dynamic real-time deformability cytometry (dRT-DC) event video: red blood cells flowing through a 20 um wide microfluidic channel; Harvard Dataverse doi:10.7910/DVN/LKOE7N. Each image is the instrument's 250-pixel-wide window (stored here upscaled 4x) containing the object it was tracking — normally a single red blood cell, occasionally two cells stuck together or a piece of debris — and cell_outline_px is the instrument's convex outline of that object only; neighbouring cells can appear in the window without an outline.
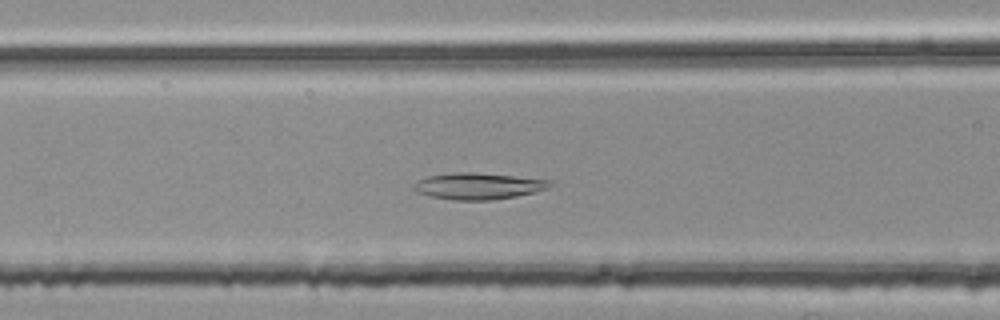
{"species": "common noctule bat (a hibernating species)", "species_latin": "Nyctalus noctula", "temperature_condition": "room temperature", "stored_images_in_passage": 40, "camera_frame_rate_fps": 3000, "um_per_image_px": 0.085, "animal": {"sex": "female", "body_mass_g": 25.1}, "frame": {"image": 1, "passage_image": 10, "time_ms": 3.0, "image_size_px": [1000, 320], "cell_outline_px": [[552, 184], [548, 188], [516, 196], [492, 200], [452, 200], [432, 196], [416, 192], [412, 188], [412, 184], [428, 176], [452, 172], [472, 172], [552, 180]], "centroid_in_image_um": [40.62, 15.81], "position_along_channel_um": 126.0, "area_um2": 20.87}}
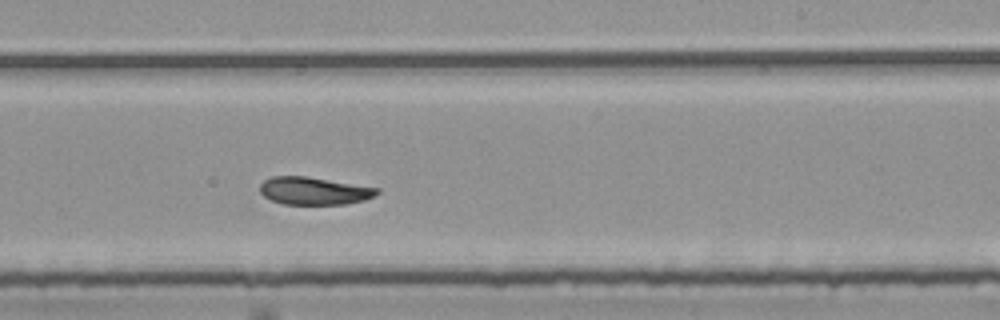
{"frame": {"image": 2, "passage_image": 21, "time_ms": 6.667, "image_size_px": [1000, 320], "cell_outline_px": [[380, 192], [364, 200], [344, 204], [284, 204], [272, 200], [264, 196], [260, 192], [260, 184], [264, 180], [272, 176], [304, 176], [380, 188]], "centroid_in_image_um": [26.67, 16.22], "position_along_channel_um": 262.3, "area_um2": 18.67}}
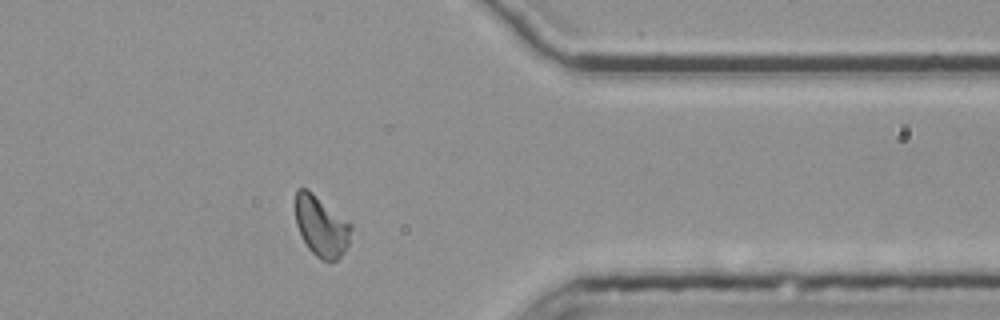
{"frame": {"image": 3, "passage_image": 32, "time_ms": 10.333, "image_size_px": [1000, 320], "cell_outline_px": [[352, 228], [348, 244], [344, 252], [336, 260], [320, 260], [308, 248], [296, 224], [296, 188], [304, 188], [312, 192], [348, 220], [352, 224]], "centroid_in_image_um": [27.32, 19.22], "position_along_channel_um": 384.1, "area_um2": 19.48}, "authors_computed_cell_mechanics": {"area_um2": 19.4786, "velocity_mm_per_s": 3.7299, "shape_relaxation_time_tau1_ms": null, "shape_relaxation_time_tau2_ms": 5.3507, "deformation_change_tau1": null, "deformation_change_tau2": 0.096}}